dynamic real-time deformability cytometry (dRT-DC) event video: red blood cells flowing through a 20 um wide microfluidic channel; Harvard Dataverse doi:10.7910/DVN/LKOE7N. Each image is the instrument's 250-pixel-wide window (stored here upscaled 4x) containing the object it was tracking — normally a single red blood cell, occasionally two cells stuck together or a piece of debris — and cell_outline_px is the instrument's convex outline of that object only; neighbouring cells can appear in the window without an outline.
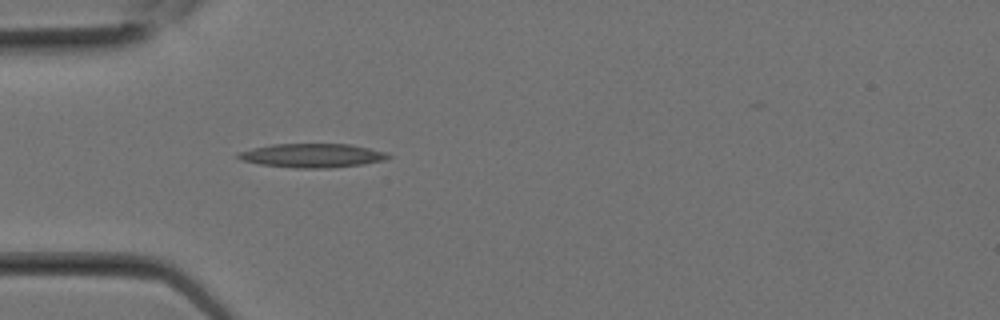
{"species": "Egyptian fruit bat (a non-hibernating species)", "species_latin": "Rousettus aegyptiacus", "temperature_condition": "room temperature", "stored_images_in_passage": 1, "camera_frame_rate_fps": 3000, "um_per_image_px": 0.085, "animal": {"sex": "female"}, "frame": {"image": 1, "passage_image": 1, "time_ms": 0.0, "image_size_px": [1000, 320], "cell_outline_px": [[392, 156], [384, 160], [364, 164], [332, 168], [296, 168], [260, 164], [244, 160], [236, 156], [236, 152], [252, 148], [272, 144], [352, 144], [388, 152]], "centroid_in_image_um": [26.58, 13.21], "position_along_channel_um": 58.4, "area_um2": 21.04}}